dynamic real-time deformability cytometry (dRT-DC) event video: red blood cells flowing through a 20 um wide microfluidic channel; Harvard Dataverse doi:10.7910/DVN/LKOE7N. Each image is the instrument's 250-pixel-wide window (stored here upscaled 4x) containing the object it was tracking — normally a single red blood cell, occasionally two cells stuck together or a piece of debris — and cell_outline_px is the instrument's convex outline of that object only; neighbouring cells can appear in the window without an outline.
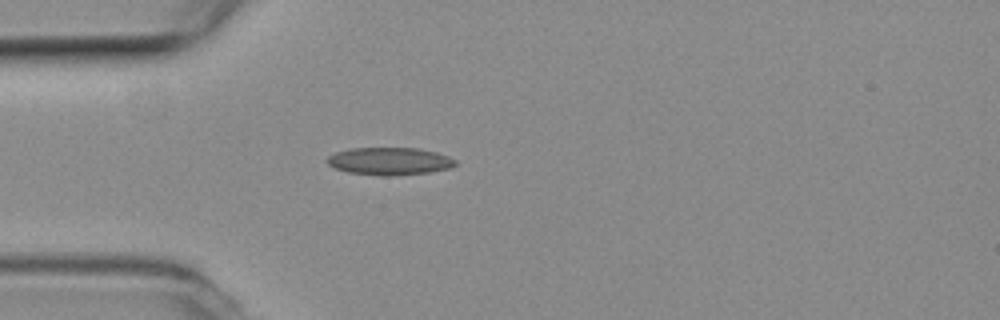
{"species": "common noctule bat (a hibernating species)", "species_latin": "Nyctalus noctula", "temperature_condition": "room temperature", "stored_images_in_passage": 1, "camera_frame_rate_fps": 3000, "um_per_image_px": 0.085, "animal": {"sex": "female", "body_mass_g": 19.3, "forearm_length_mm": 54.1}, "frame": {"image": 1, "passage_image": 1, "time_ms": 0.0, "image_size_px": [1000, 320], "cell_outline_px": [[456, 164], [448, 168], [428, 172], [388, 176], [380, 176], [348, 172], [336, 168], [328, 164], [324, 160], [328, 156], [336, 152], [352, 148], [420, 148], [436, 152], [448, 156], [456, 160]], "centroid_in_image_um": [33.08, 13.69], "position_along_channel_um": 51.9, "area_um2": 20.52}}